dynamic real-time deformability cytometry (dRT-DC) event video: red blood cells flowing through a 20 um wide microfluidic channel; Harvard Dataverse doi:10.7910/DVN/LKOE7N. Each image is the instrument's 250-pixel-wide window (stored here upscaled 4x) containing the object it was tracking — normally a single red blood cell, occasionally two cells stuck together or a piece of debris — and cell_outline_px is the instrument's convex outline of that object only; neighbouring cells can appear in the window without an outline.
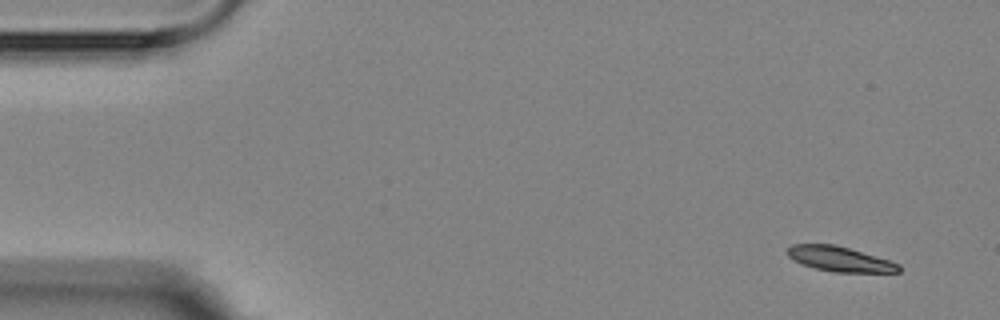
{"species": "Egyptian fruit bat (a non-hibernating species)", "species_latin": "Rousettus aegyptiacus", "temperature_condition": "room temperature", "stored_images_in_passage": 7, "camera_frame_rate_fps": 3000, "um_per_image_px": 0.085, "animal": {"sex": "female"}, "frame": {"image": 1, "passage_image": 1, "time_ms": 0.0, "image_size_px": [1000, 320], "cell_outline_px": [[900, 272], [832, 272], [800, 264], [792, 260], [788, 256], [788, 248], [792, 244], [836, 244], [888, 260], [900, 264]], "centroid_in_image_um": [71.35, 22.01], "position_along_channel_um": 13.7, "area_um2": 16.13}}
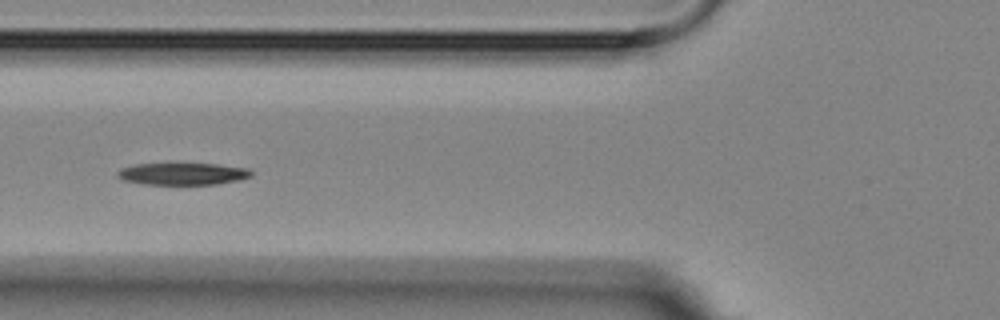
{"frame": {"image": 2, "passage_image": 6, "time_ms": 5.667, "image_size_px": [1000, 320], "cell_outline_px": [[252, 176], [240, 180], [216, 184], [144, 184], [124, 180], [116, 176], [116, 172], [120, 168], [136, 164], [168, 160], [172, 160], [216, 164], [248, 168], [252, 172]], "centroid_in_image_um": [15.48, 14.71], "position_along_channel_um": 110.3, "area_um2": 18.32}}
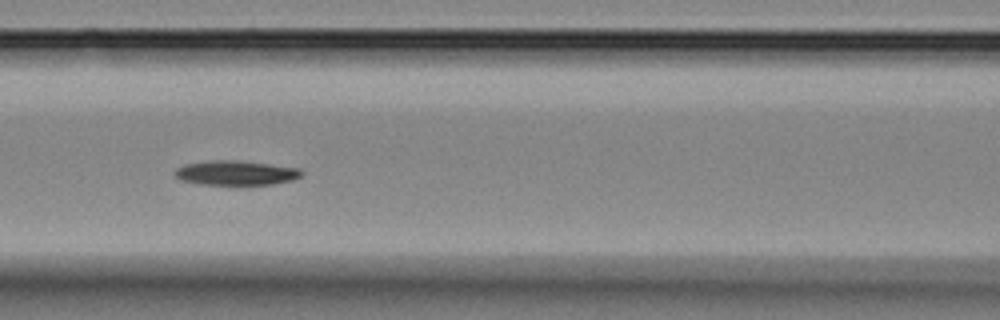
{"frame": {"image": 3, "passage_image": 7, "time_ms": 6.667, "image_size_px": [1000, 320], "cell_outline_px": [[304, 172], [300, 176], [292, 180], [272, 184], [200, 184], [180, 180], [176, 176], [176, 168], [184, 164], [208, 160], [236, 160], [300, 168]], "centroid_in_image_um": [20.04, 14.68], "position_along_channel_um": 146.6, "area_um2": 17.98}}